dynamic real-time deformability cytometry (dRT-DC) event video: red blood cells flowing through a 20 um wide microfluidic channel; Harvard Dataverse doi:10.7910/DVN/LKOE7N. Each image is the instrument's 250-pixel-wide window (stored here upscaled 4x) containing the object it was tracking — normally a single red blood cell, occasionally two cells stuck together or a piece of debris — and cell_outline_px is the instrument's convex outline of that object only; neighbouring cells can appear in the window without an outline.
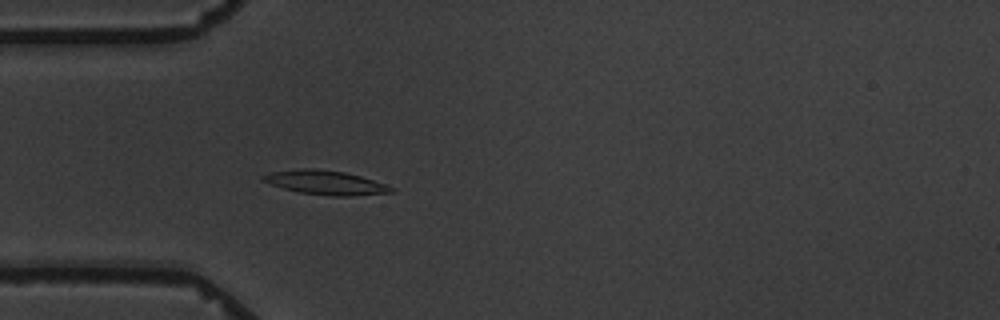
{"species": "common noctule bat (a hibernating species)", "species_latin": "Nyctalus noctula", "temperature_condition": "warm", "stored_images_in_passage": 5, "camera_frame_rate_fps": 3000, "um_per_image_px": 0.085, "animal": {"sex": "male", "body_mass_g": 19.5, "forearm_length_mm": 54.6}, "frame": {"image": 1, "passage_image": 5, "time_ms": 4.667, "image_size_px": [1000, 320], "cell_outline_px": [[396, 192], [352, 196], [332, 196], [300, 192], [284, 188], [260, 180], [260, 176], [268, 172], [300, 168], [316, 168], [344, 172], [360, 176], [396, 188]], "centroid_in_image_um": [27.66, 15.51], "position_along_channel_um": 57.3, "area_um2": 18.09}}